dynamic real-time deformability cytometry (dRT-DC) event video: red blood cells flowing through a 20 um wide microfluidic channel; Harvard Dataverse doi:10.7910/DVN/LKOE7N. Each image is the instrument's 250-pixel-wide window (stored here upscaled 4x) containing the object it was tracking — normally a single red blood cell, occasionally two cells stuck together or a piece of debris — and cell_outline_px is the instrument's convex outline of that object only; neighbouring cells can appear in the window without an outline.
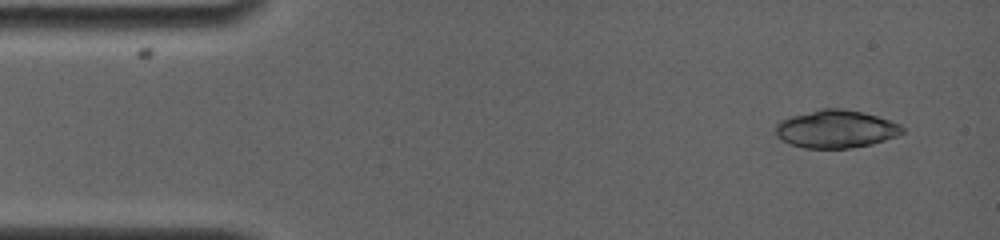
{"species": "common noctule bat (a hibernating species)", "species_latin": "Nyctalus noctula", "temperature_condition": "room temperature", "stored_images_in_passage": 3, "camera_frame_rate_fps": 4000, "um_per_image_px": 0.085, "animal": {"sex": "female", "body_mass_g": 19.0, "forearm_length_mm": 56.7}, "frame": {"image": 1, "passage_image": 1, "time_ms": 0.0, "image_size_px": [1000, 240], "cell_outline_px": [[904, 132], [896, 136], [872, 144], [852, 148], [804, 148], [788, 144], [776, 136], [776, 124], [780, 120], [792, 116], [820, 108], [844, 108], [876, 116], [900, 124], [904, 128]], "centroid_in_image_um": [71.03, 10.97], "position_along_channel_um": 14.0, "area_um2": 27.98}}